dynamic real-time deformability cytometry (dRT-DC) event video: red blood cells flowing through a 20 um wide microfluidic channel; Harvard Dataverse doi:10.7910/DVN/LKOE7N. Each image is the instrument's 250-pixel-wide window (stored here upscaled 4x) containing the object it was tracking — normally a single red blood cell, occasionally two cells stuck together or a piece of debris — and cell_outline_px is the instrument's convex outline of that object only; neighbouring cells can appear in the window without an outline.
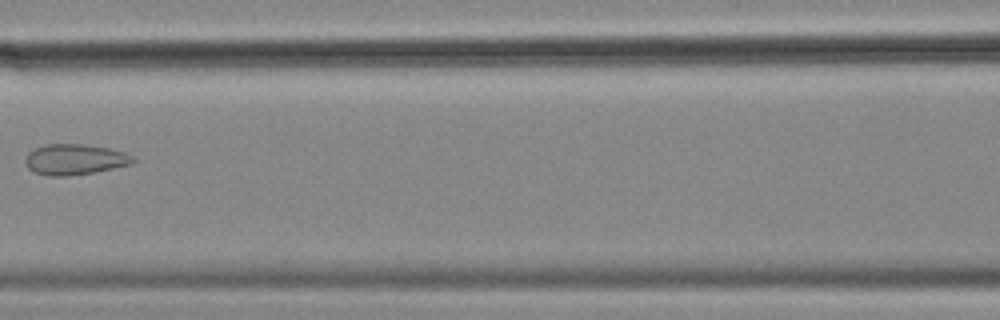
{"species": "common noctule bat (a hibernating species)", "species_latin": "Nyctalus noctula", "temperature_condition": "cold", "stored_images_in_passage": 4, "camera_frame_rate_fps": 3000, "um_per_image_px": 0.085, "animal": {"sex": "female", "body_mass_g": 18.4}, "frame": {"image": 1, "passage_image": 4, "time_ms": 1.0, "image_size_px": [1000, 320], "cell_outline_px": [[136, 160], [132, 164], [92, 172], [68, 176], [48, 176], [36, 172], [28, 168], [24, 160], [28, 152], [44, 144], [84, 144], [108, 148], [124, 152], [132, 156]], "centroid_in_image_um": [6.34, 13.54], "position_along_channel_um": 160.3, "area_um2": 19.13}}